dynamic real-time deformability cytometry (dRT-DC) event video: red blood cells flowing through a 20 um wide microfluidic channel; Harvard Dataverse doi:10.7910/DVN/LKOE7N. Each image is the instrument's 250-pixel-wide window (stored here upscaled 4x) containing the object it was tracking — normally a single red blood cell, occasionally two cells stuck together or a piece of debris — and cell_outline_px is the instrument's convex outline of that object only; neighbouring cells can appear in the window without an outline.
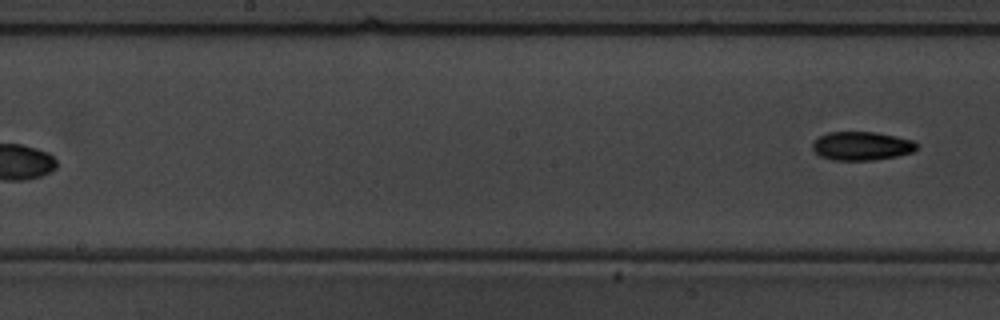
{"species": "common noctule bat (a hibernating species)", "species_latin": "Nyctalus noctula", "temperature_condition": "warm", "stored_images_in_passage": 9, "segment_of_instrument_passage": [2, 2], "camera_frame_rate_fps": 3000, "um_per_image_px": 0.085, "animal": {"sex": "male", "body_mass_g": 19.5, "forearm_length_mm": 54.6}, "frame": {"image": 1, "passage_image": 9, "time_ms": 10.333, "image_size_px": [1000, 320], "cell_outline_px": [[920, 144], [912, 152], [896, 156], [872, 160], [832, 160], [820, 156], [812, 148], [812, 144], [820, 136], [828, 132], [876, 132], [896, 136], [912, 140]], "centroid_in_image_um": [73.25, 12.4], "position_along_channel_um": 174.9, "area_um2": 17.34}}